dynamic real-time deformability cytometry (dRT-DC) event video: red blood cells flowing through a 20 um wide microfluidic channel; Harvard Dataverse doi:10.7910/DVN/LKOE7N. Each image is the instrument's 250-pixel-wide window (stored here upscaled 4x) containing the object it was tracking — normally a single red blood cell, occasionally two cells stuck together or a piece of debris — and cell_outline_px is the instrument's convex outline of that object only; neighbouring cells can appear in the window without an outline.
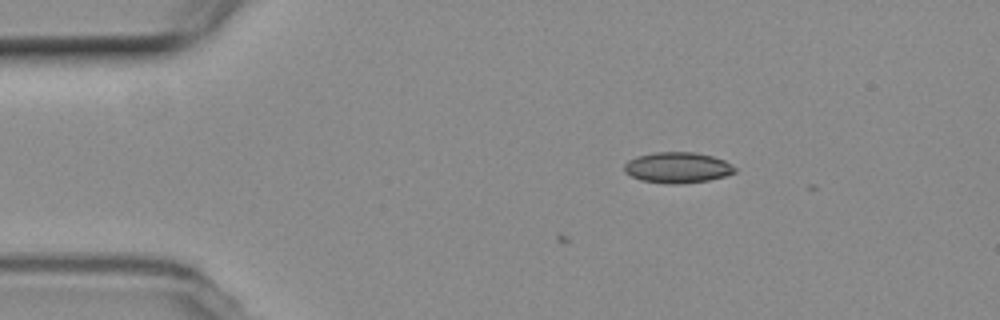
{"species": "common noctule bat (a hibernating species)", "species_latin": "Nyctalus noctula", "temperature_condition": "room temperature", "stored_images_in_passage": 3, "camera_frame_rate_fps": 3000, "um_per_image_px": 0.085, "animal": {"sex": "female", "body_mass_g": 19.3, "forearm_length_mm": 54.1}, "frame": {"image": 1, "passage_image": 1, "time_ms": 0.0, "image_size_px": [1000, 320], "cell_outline_px": [[736, 172], [724, 176], [708, 180], [680, 184], [668, 184], [640, 180], [624, 172], [624, 164], [628, 160], [636, 156], [652, 152], [696, 152], [712, 156], [724, 160], [732, 164], [736, 168]], "centroid_in_image_um": [57.57, 14.24], "position_along_channel_um": 27.4, "area_um2": 20.0}}